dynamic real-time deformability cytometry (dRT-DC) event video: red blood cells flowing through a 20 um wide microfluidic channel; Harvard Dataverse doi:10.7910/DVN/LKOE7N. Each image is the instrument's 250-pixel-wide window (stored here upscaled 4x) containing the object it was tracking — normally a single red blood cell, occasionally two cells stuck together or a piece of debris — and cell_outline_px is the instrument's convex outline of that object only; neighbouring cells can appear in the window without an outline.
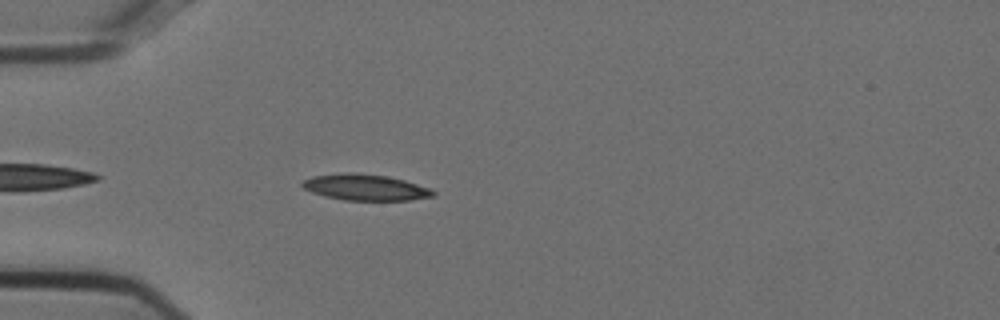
{"species": "Egyptian fruit bat (a non-hibernating species)", "species_latin": "Rousettus aegyptiacus", "temperature_condition": "cold", "stored_images_in_passage": 42, "camera_frame_rate_fps": 3000, "um_per_image_px": 0.085, "animal": {"sex": "female"}, "frame": {"image": 1, "passage_image": 4, "time_ms": 1.0, "image_size_px": [1000, 320], "cell_outline_px": [[436, 196], [408, 200], [344, 200], [324, 196], [312, 192], [304, 188], [300, 184], [304, 180], [312, 176], [344, 172], [352, 172], [388, 176], [404, 180], [428, 188], [436, 192]], "centroid_in_image_um": [31.03, 15.92], "position_along_channel_um": 54.0, "area_um2": 19.88}}
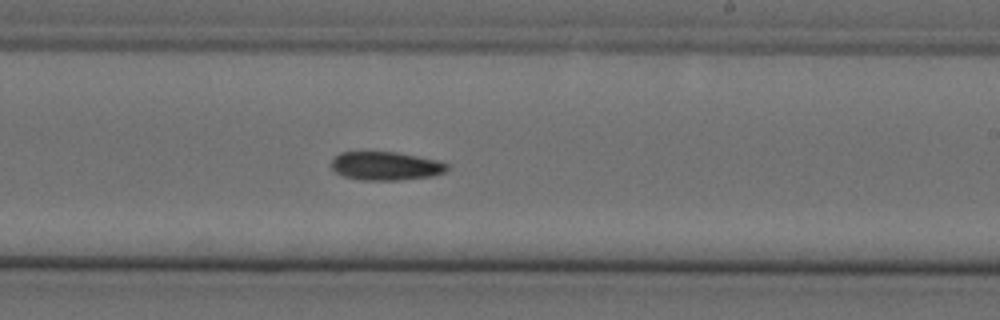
{"frame": {"image": 2, "passage_image": 21, "time_ms": 6.667, "image_size_px": [1000, 320], "cell_outline_px": [[448, 168], [444, 172], [432, 176], [396, 180], [360, 180], [344, 176], [336, 172], [332, 168], [332, 160], [340, 152], [396, 152], [440, 160], [448, 164]], "centroid_in_image_um": [32.81, 14.1], "position_along_channel_um": 256.2, "area_um2": 19.19}}
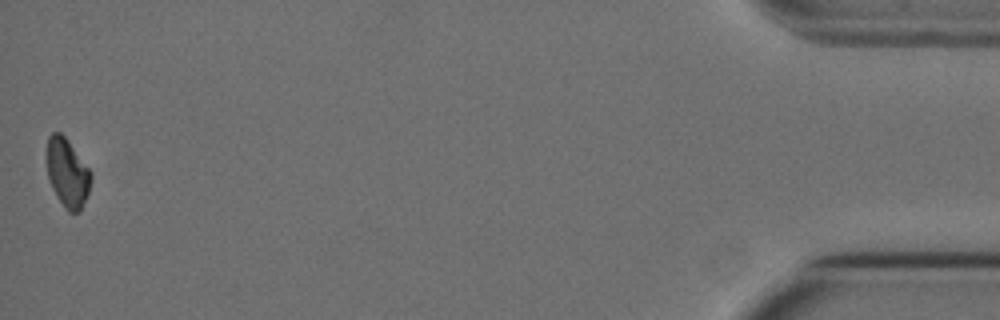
{"frame": {"image": 3, "passage_image": 42, "time_ms": 13.667, "image_size_px": [1000, 320], "cell_outline_px": [[92, 180], [88, 192], [80, 212], [68, 212], [64, 208], [56, 196], [52, 188], [48, 176], [48, 136], [52, 132], [60, 132], [64, 136], [92, 172]], "centroid_in_image_um": [5.75, 14.73], "position_along_channel_um": 429.5, "area_um2": 17.46}, "authors_computed_cell_mechanics": {"area_um2": 19.3052, "velocity_mm_per_s": 3.739, "shape_relaxation_time_tau1_ms": 9.4336, "shape_relaxation_time_tau2_ms": null, "deformation_change_tau1": 0.1835, "deformation_change_tau2": null}}